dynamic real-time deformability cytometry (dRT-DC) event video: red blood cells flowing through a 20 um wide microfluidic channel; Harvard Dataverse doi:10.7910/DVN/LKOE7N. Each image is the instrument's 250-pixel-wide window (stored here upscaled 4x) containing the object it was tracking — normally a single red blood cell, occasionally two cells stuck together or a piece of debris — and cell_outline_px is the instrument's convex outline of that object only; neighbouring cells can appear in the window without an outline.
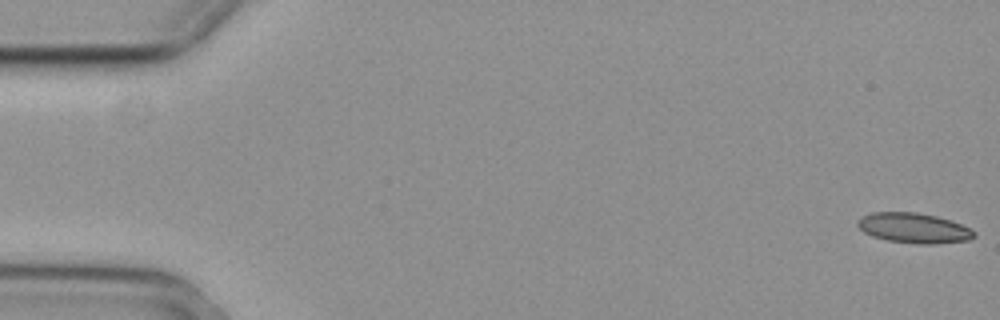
{"species": "common noctule bat (a hibernating species)", "species_latin": "Nyctalus noctula", "temperature_condition": "cold", "stored_images_in_passage": 17, "camera_frame_rate_fps": 3000, "um_per_image_px": 0.085, "animal": {"sex": "female", "body_mass_g": 29.2, "forearm_length_mm": 56.3}, "frame": {"image": 1, "passage_image": 1, "time_ms": 0.0, "image_size_px": [1000, 320], "cell_outline_px": [[976, 236], [968, 240], [928, 244], [920, 244], [888, 240], [872, 236], [864, 232], [856, 224], [856, 220], [860, 216], [872, 212], [916, 212], [936, 216], [952, 220], [976, 232]], "centroid_in_image_um": [77.64, 19.37], "position_along_channel_um": 7.4, "area_um2": 20.4}}
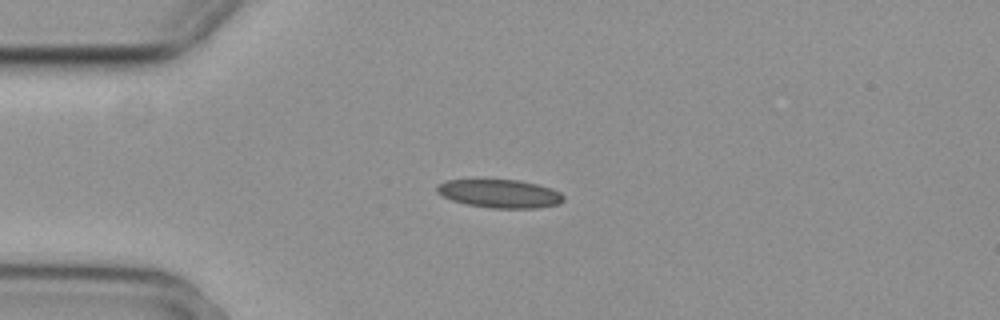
{"frame": {"image": 2, "passage_image": 14, "time_ms": 4.333, "image_size_px": [1000, 320], "cell_outline_px": [[564, 200], [560, 204], [540, 208], [492, 208], [468, 204], [452, 200], [436, 192], [436, 184], [444, 180], [516, 180], [536, 184], [552, 188], [560, 192], [564, 196]], "centroid_in_image_um": [42.5, 16.46], "position_along_channel_um": 42.5, "area_um2": 20.92}}